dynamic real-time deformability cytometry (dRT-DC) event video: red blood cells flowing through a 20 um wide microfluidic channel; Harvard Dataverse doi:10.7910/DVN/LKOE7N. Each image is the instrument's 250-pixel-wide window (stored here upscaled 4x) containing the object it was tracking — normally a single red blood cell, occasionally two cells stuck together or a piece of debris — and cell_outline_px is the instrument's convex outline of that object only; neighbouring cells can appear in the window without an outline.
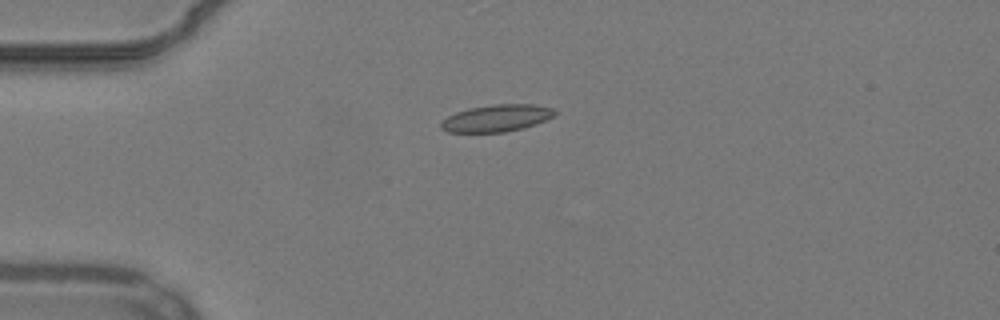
{"species": "common noctule bat (a hibernating species)", "species_latin": "Nyctalus noctula", "temperature_condition": "warm", "stored_images_in_passage": 41, "camera_frame_rate_fps": 3000, "um_per_image_px": 0.085, "animal": {"sex": "male", "body_mass_g": 19.2, "forearm_length_mm": 51.8}, "frame": {"image": 1, "passage_image": 1, "time_ms": 0.0, "image_size_px": [1000, 320], "cell_outline_px": [[556, 112], [552, 116], [536, 124], [524, 128], [504, 132], [448, 132], [440, 128], [440, 124], [448, 116], [456, 112], [468, 108], [492, 104], [532, 104], [552, 108]], "centroid_in_image_um": [42.19, 10.04], "position_along_channel_um": 42.8, "area_um2": 17.8}}
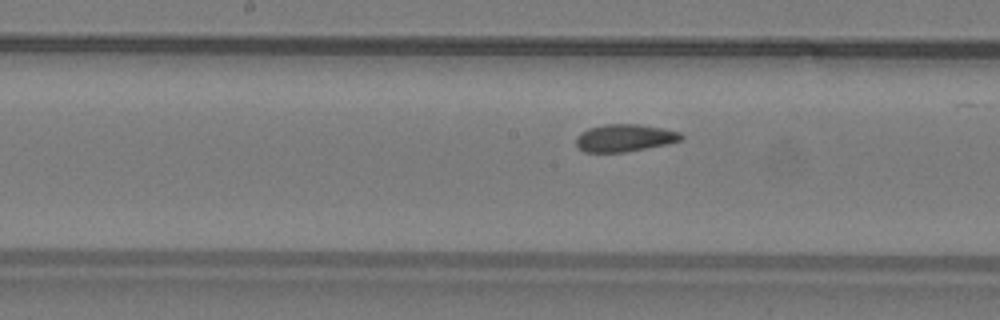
{"frame": {"image": 2, "passage_image": 15, "time_ms": 4.667, "image_size_px": [1000, 320], "cell_outline_px": [[684, 140], [668, 144], [624, 152], [584, 152], [576, 148], [576, 136], [580, 132], [588, 128], [604, 124], [640, 124], [680, 132], [684, 136]], "centroid_in_image_um": [53.07, 11.72], "position_along_channel_um": 195.1, "area_um2": 16.99}}
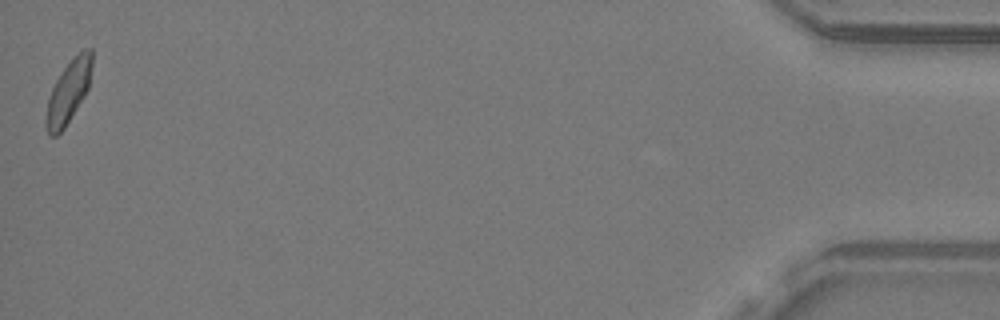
{"frame": {"image": 3, "passage_image": 41, "time_ms": 13.333, "image_size_px": [1000, 320], "cell_outline_px": [[92, 64], [88, 88], [84, 96], [64, 128], [56, 136], [48, 136], [44, 120], [48, 100], [52, 88], [56, 80], [64, 68], [84, 48], [92, 48]], "centroid_in_image_um": [5.8, 7.84], "position_along_channel_um": 429.4, "area_um2": 16.47}, "authors_computed_cell_mechanics": {"area_um2": 17.1088, "velocity_mm_per_s": 3.8131, "shape_relaxation_time_tau1_ms": 6.5324, "shape_relaxation_time_tau2_ms": 1.6989, "deformation_change_tau1": 0.1249, "deformation_change_tau2": 0.0681}}